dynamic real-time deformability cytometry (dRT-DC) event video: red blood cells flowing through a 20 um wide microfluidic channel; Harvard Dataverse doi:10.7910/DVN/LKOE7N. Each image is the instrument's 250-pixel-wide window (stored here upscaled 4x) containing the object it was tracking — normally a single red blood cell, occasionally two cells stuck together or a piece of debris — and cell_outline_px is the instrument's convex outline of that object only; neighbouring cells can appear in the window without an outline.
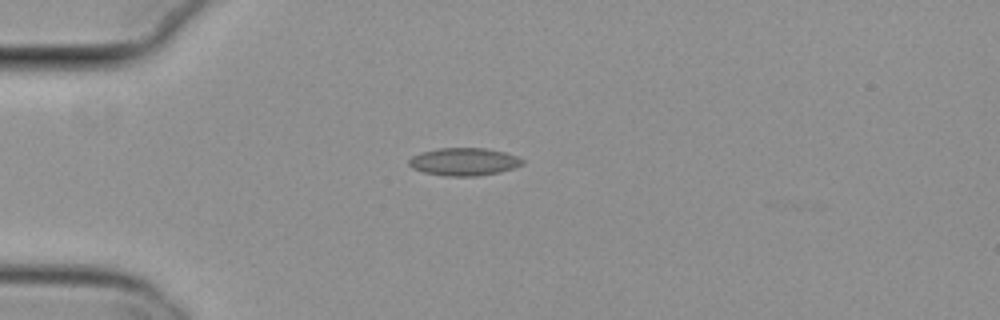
{"species": "common noctule bat (a hibernating species)", "species_latin": "Nyctalus noctula", "temperature_condition": "cold", "stored_images_in_passage": 41, "camera_frame_rate_fps": 3000, "um_per_image_px": 0.085, "animal": {"sex": "female", "body_mass_g": 29.2, "forearm_length_mm": 56.3}, "frame": {"image": 1, "passage_image": 1, "time_ms": 0.0, "image_size_px": [1000, 320], "cell_outline_px": [[524, 164], [516, 168], [500, 172], [476, 176], [444, 176], [424, 172], [412, 168], [408, 164], [408, 160], [412, 156], [420, 152], [440, 148], [484, 148], [504, 152], [516, 156], [524, 160]], "centroid_in_image_um": [39.44, 13.75], "position_along_channel_um": 45.6, "area_um2": 18.44}}
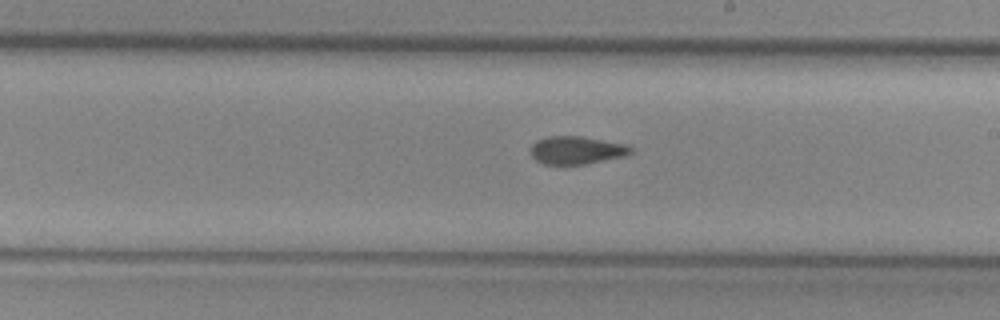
{"frame": {"image": 2, "passage_image": 18, "time_ms": 5.667, "image_size_px": [1000, 320], "cell_outline_px": [[632, 152], [624, 156], [584, 164], [544, 164], [536, 160], [532, 156], [528, 148], [536, 140], [548, 136], [580, 136], [624, 144], [632, 148]], "centroid_in_image_um": [48.94, 12.76], "position_along_channel_um": 240.1, "area_um2": 16.18}}
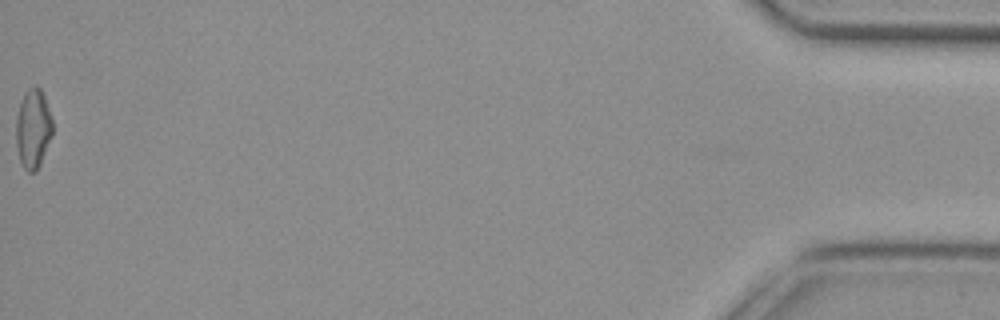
{"frame": {"image": 3, "passage_image": 41, "time_ms": 13.333, "image_size_px": [1000, 320], "cell_outline_px": [[52, 136], [40, 164], [36, 172], [28, 172], [24, 168], [20, 160], [16, 144], [16, 116], [24, 92], [32, 84], [36, 84], [40, 88], [44, 96], [52, 120]], "centroid_in_image_um": [2.81, 10.91], "position_along_channel_um": 432.4, "area_um2": 16.94}, "authors_computed_cell_mechanics": {"area_um2": 16.8776, "velocity_mm_per_s": 3.8244, "shape_relaxation_time_tau1_ms": null, "shape_relaxation_time_tau2_ms": 4.0702, "deformation_change_tau1": null, "deformation_change_tau2": 0.082}}